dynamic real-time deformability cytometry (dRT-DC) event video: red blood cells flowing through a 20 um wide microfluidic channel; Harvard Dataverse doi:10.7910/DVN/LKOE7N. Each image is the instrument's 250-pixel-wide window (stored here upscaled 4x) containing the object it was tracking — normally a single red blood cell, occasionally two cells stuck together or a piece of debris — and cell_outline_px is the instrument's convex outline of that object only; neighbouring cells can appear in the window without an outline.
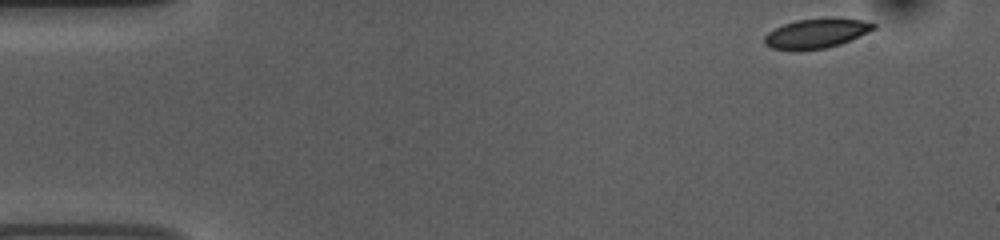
{"species": "common noctule bat (a hibernating species)", "species_latin": "Nyctalus noctula", "temperature_condition": "room temperature", "stored_images_in_passage": 50, "camera_frame_rate_fps": 3000, "um_per_image_px": 0.085, "animal": {"sex": "female", "body_mass_g": 10.0, "forearm_length_mm": 53.1}, "frame": {"image": 1, "passage_image": 1, "time_ms": 0.0, "image_size_px": [1000, 240], "cell_outline_px": [[876, 28], [868, 32], [840, 44], [824, 48], [792, 52], [772, 48], [764, 44], [764, 36], [768, 32], [784, 24], [796, 20], [864, 20], [876, 24]], "centroid_in_image_um": [69.31, 2.9], "position_along_channel_um": 15.7, "area_um2": 18.32}}
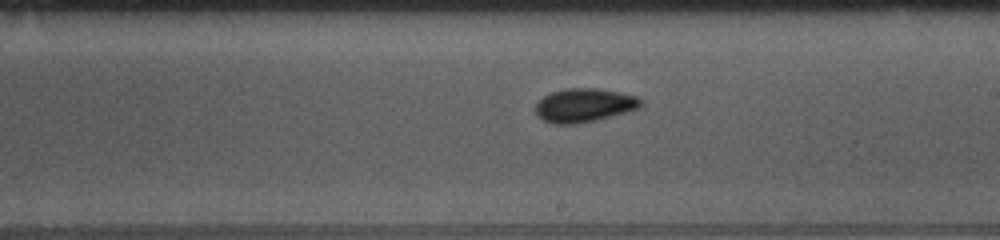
{"frame": {"image": 2, "passage_image": 27, "time_ms": 8.667, "image_size_px": [1000, 240], "cell_outline_px": [[644, 104], [640, 108], [628, 112], [596, 120], [576, 124], [552, 124], [536, 116], [532, 108], [544, 96], [552, 92], [564, 88], [600, 88], [620, 92], [636, 96], [644, 100]], "centroid_in_image_um": [49.67, 8.95], "position_along_channel_um": 239.3, "area_um2": 21.15}}
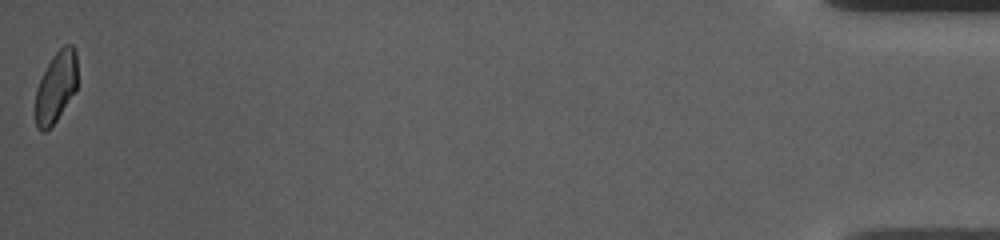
{"frame": {"image": 3, "passage_image": 50, "time_ms": 16.333, "image_size_px": [1000, 240], "cell_outline_px": [[76, 88], [56, 120], [44, 132], [40, 132], [36, 128], [36, 88], [52, 56], [64, 44], [72, 44], [76, 52]], "centroid_in_image_um": [4.74, 7.38], "position_along_channel_um": 430.5, "area_um2": 16.94}, "authors_computed_cell_mechanics": {"area_um2": 19.4786, "velocity_mm_per_s": 3.7331, "shape_relaxation_time_tau1_ms": 4.5297, "shape_relaxation_time_tau2_ms": 2.5473, "deformation_change_tau1": 0.1041, "deformation_change_tau2": 0.0632}}